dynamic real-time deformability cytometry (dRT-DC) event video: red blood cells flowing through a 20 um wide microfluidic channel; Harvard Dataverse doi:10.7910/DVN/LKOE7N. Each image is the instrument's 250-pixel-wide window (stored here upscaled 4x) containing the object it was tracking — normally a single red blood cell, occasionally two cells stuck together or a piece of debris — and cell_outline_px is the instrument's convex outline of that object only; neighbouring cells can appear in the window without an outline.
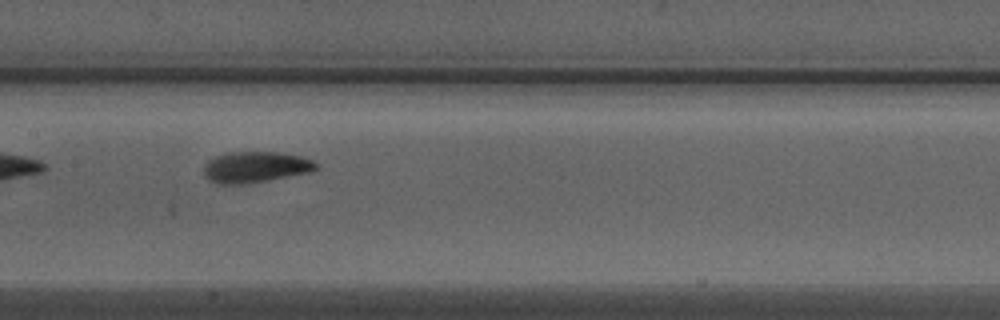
{"species": "Egyptian fruit bat (a non-hibernating species)", "species_latin": "Rousettus aegyptiacus", "temperature_condition": "warm", "stored_images_in_passage": 16, "camera_frame_rate_fps": 3000, "um_per_image_px": 0.085, "animal": {"sex": "male"}, "frame": {"image": 1, "passage_image": 7, "time_ms": 2.0, "image_size_px": [1000, 320], "cell_outline_px": [[316, 168], [308, 172], [248, 184], [216, 184], [208, 180], [204, 176], [204, 164], [216, 156], [232, 152], [276, 152], [300, 156], [312, 160], [316, 164]], "centroid_in_image_um": [21.65, 14.21], "position_along_channel_um": 185.8, "area_um2": 20.11}}
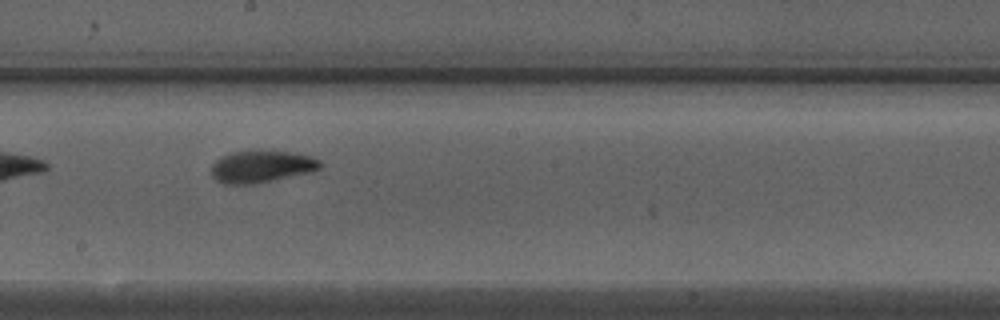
{"frame": {"image": 2, "passage_image": 10, "time_ms": 3.0, "image_size_px": [1000, 320], "cell_outline_px": [[320, 168], [312, 172], [256, 184], [224, 184], [216, 180], [212, 176], [212, 164], [216, 160], [232, 152], [252, 148], [292, 152], [312, 156], [320, 160]], "centroid_in_image_um": [22.24, 14.13], "position_along_channel_um": 226.0, "area_um2": 20.92}}